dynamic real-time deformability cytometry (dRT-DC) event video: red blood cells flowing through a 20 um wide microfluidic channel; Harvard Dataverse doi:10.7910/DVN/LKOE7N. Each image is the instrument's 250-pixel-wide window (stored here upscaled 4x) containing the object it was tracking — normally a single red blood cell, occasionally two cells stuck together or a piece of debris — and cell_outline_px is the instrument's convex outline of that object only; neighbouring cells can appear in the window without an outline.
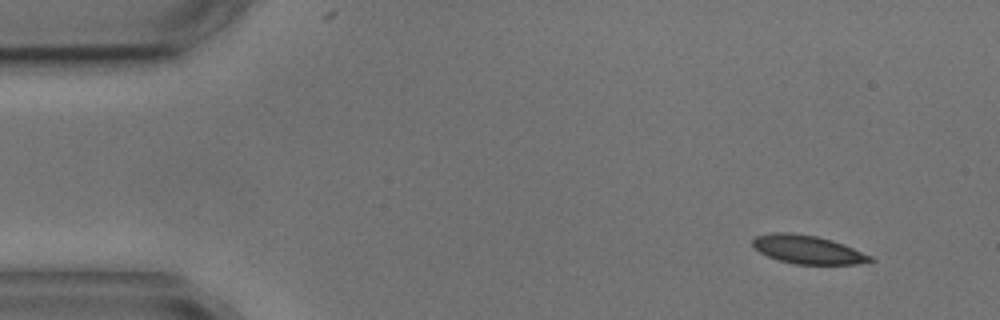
{"species": "common noctule bat (a hibernating species)", "species_latin": "Nyctalus noctula", "temperature_condition": "cold", "stored_images_in_passage": 3, "camera_frame_rate_fps": 3000, "um_per_image_px": 0.085, "animal": {"sex": "male", "body_mass_g": 17.9, "forearm_length_mm": 54.2}, "frame": {"image": 1, "passage_image": 1, "time_ms": 0.0, "image_size_px": [1000, 320], "cell_outline_px": [[876, 260], [856, 264], [796, 264], [780, 260], [768, 256], [752, 248], [752, 240], [756, 236], [776, 232], [792, 232], [816, 236], [832, 240], [844, 244], [872, 256]], "centroid_in_image_um": [68.65, 21.2], "position_along_channel_um": 16.4, "area_um2": 19.48}}